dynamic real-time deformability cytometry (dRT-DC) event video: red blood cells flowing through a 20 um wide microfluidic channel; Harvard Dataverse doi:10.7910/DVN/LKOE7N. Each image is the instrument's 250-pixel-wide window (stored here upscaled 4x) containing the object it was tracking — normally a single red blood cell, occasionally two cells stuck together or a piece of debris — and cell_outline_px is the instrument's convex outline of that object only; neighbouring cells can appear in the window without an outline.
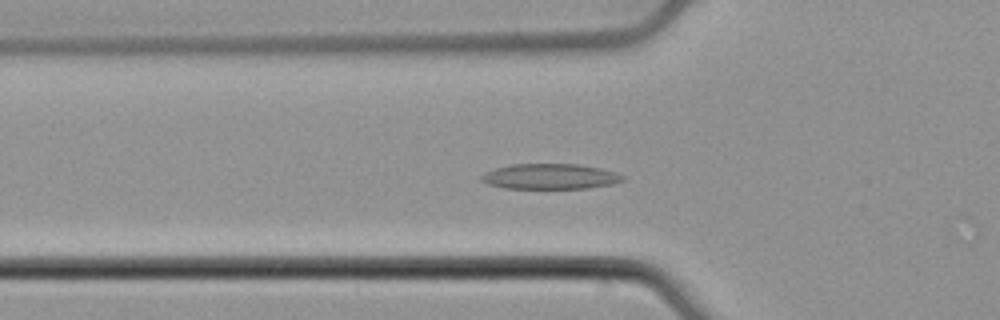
{"species": "common noctule bat (a hibernating species)", "species_latin": "Nyctalus noctula", "temperature_condition": "cold", "stored_images_in_passage": 56, "camera_frame_rate_fps": 3000, "um_per_image_px": 0.085, "animal": {"sex": "male", "body_mass_g": 21.5, "forearm_length_mm": 52.0}, "frame": {"image": 1, "passage_image": 20, "time_ms": 6.333, "image_size_px": [1000, 320], "cell_outline_px": [[624, 180], [612, 184], [588, 188], [504, 188], [488, 184], [480, 180], [480, 176], [484, 172], [496, 168], [512, 164], [580, 164], [600, 168], [624, 176]], "centroid_in_image_um": [46.72, 15.0], "position_along_channel_um": 79.1, "area_um2": 20.81}}
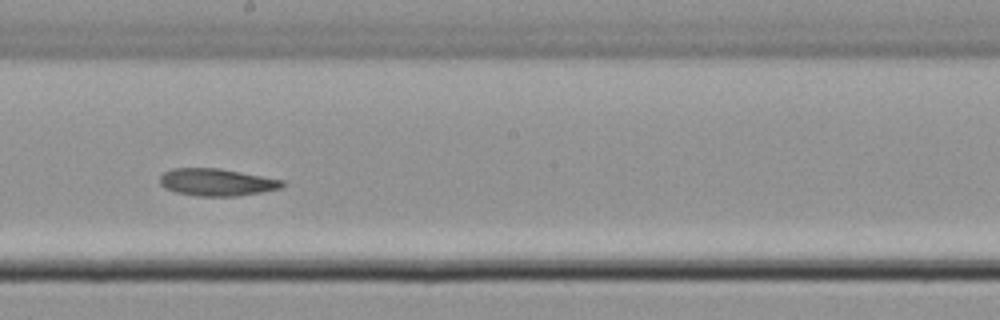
{"frame": {"image": 2, "passage_image": 32, "time_ms": 10.333, "image_size_px": [1000, 320], "cell_outline_px": [[288, 184], [280, 188], [260, 192], [236, 196], [196, 196], [176, 192], [164, 188], [160, 184], [160, 176], [164, 172], [172, 168], [220, 168], [284, 180]], "centroid_in_image_um": [18.42, 15.48], "position_along_channel_um": 229.8, "area_um2": 19.54}}
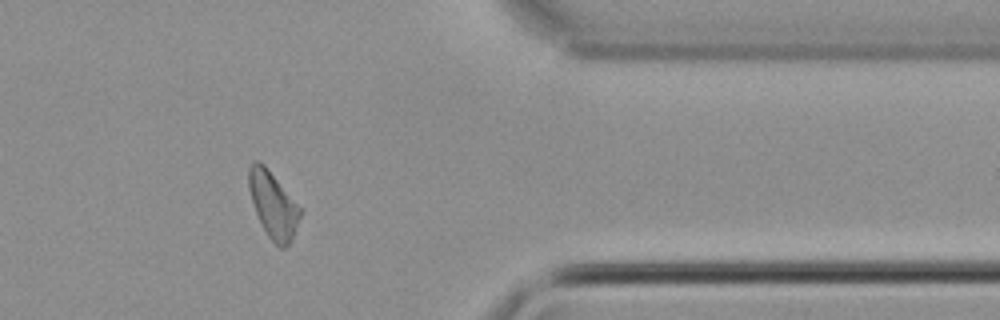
{"frame": {"image": 3, "passage_image": 46, "time_ms": 15.0, "image_size_px": [1000, 320], "cell_outline_px": [[304, 208], [292, 240], [284, 248], [280, 248], [268, 236], [256, 212], [248, 188], [248, 168], [252, 160], [260, 160], [264, 164]], "centroid_in_image_um": [23.25, 17.36], "position_along_channel_um": 388.1, "area_um2": 20.23}}